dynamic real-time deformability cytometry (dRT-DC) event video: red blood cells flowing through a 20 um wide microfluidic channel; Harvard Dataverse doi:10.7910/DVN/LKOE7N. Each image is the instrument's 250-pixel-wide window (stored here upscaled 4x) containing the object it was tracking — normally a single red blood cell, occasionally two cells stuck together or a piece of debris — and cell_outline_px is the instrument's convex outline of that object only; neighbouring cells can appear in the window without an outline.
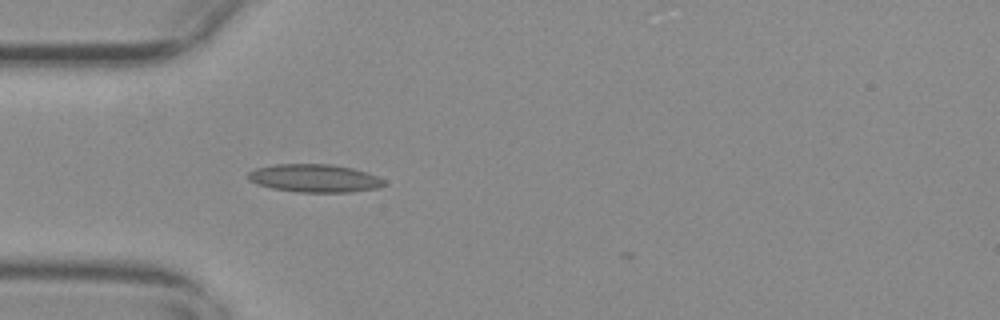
{"species": "common noctule bat (a hibernating species)", "species_latin": "Nyctalus noctula", "temperature_condition": "warm", "stored_images_in_passage": 4, "camera_frame_rate_fps": 3000, "um_per_image_px": 0.085, "animal": {"sex": "female", "body_mass_g": 29.2, "forearm_length_mm": 56.3}, "frame": {"image": 1, "passage_image": 3, "time_ms": 0.667, "image_size_px": [1000, 320], "cell_outline_px": [[388, 184], [380, 188], [352, 192], [296, 192], [272, 188], [256, 184], [248, 180], [248, 172], [256, 168], [276, 164], [328, 164], [352, 168], [376, 176], [384, 180]], "centroid_in_image_um": [26.74, 15.16], "position_along_channel_um": 58.3, "area_um2": 22.25}}